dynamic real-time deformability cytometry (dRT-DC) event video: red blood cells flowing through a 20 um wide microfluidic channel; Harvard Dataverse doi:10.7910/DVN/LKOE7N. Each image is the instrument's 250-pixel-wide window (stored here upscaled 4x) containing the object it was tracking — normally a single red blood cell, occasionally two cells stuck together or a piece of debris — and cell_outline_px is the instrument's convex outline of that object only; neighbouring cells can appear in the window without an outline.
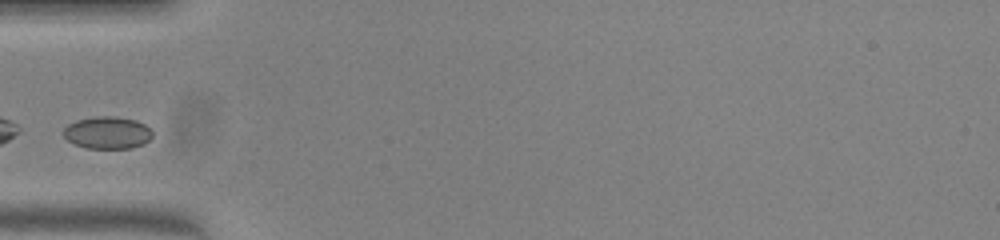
{"species": "common noctule bat (a hibernating species)", "species_latin": "Nyctalus noctula", "temperature_condition": "warm", "stored_images_in_passage": 25, "camera_frame_rate_fps": 3000, "um_per_image_px": 0.085, "animal": {"sex": "female", "body_mass_g": 23.0, "forearm_length_mm": 53.4}, "frame": {"image": 1, "passage_image": 1, "time_ms": 0.0, "image_size_px": [1000, 240], "cell_outline_px": [[152, 136], [144, 144], [132, 148], [88, 148], [76, 144], [68, 140], [64, 136], [64, 128], [68, 124], [76, 120], [96, 116], [112, 116], [136, 120], [144, 124], [152, 132]], "centroid_in_image_um": [9.13, 11.27], "position_along_channel_um": 75.9, "area_um2": 16.59}}